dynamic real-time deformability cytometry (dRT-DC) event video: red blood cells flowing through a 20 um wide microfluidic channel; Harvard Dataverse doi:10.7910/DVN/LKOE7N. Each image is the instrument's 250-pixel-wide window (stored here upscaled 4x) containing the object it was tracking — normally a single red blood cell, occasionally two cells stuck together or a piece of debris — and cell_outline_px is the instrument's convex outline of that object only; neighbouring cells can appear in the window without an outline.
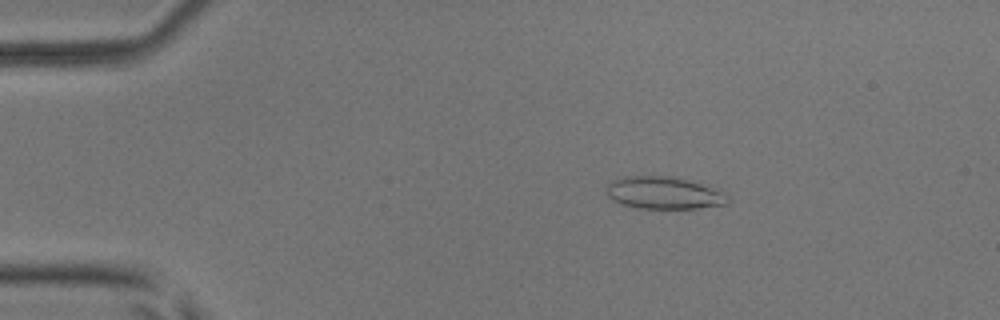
{"species": "common noctule bat (a hibernating species)", "species_latin": "Nyctalus noctula", "temperature_condition": "room temperature", "stored_images_in_passage": 54, "camera_frame_rate_fps": 3000, "um_per_image_px": 0.085, "animal": {"sex": "male", "body_mass_g": 17.9, "forearm_length_mm": 54.2}, "frame": {"image": 1, "passage_image": 10, "time_ms": 3.0, "image_size_px": [1000, 320], "cell_outline_px": [[732, 200], [728, 204], [696, 208], [636, 208], [620, 204], [612, 200], [604, 192], [604, 188], [612, 180], [620, 176], [684, 176], [720, 188]], "centroid_in_image_um": [56.48, 16.36], "position_along_channel_um": 28.5, "area_um2": 23.99}}
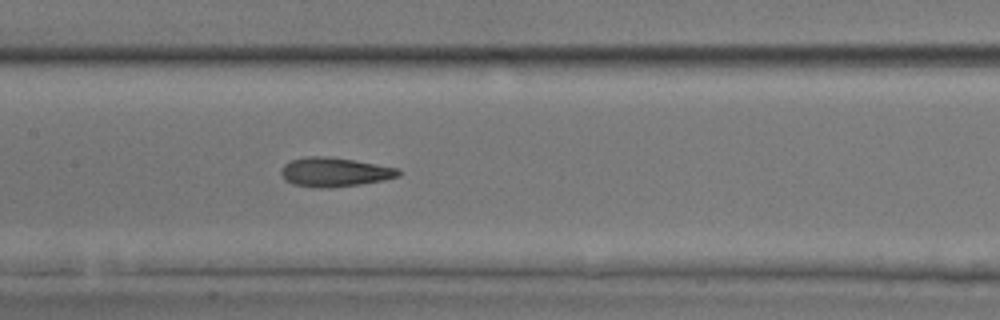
{"frame": {"image": 2, "passage_image": 27, "time_ms": 8.667, "image_size_px": [1000, 320], "cell_outline_px": [[400, 176], [384, 180], [360, 184], [328, 188], [312, 188], [292, 184], [284, 180], [280, 172], [280, 168], [284, 164], [292, 160], [304, 156], [328, 156], [356, 160], [400, 168]], "centroid_in_image_um": [28.42, 14.62], "position_along_channel_um": 179.0, "area_um2": 20.35}}
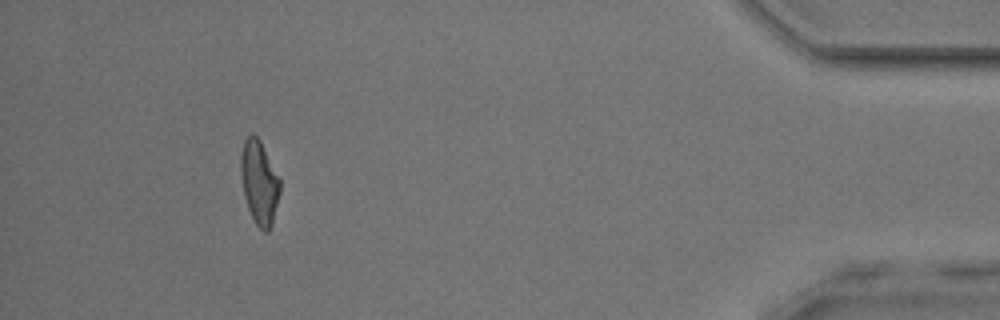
{"frame": {"image": 3, "passage_image": 50, "time_ms": 16.333, "image_size_px": [1000, 320], "cell_outline_px": [[280, 192], [272, 224], [268, 232], [264, 232], [256, 224], [248, 208], [244, 196], [240, 172], [240, 156], [244, 140], [252, 132], [260, 140], [280, 180]], "centroid_in_image_um": [22.02, 15.5], "position_along_channel_um": 413.2, "area_um2": 19.02}, "authors_computed_cell_mechanics": {"area_um2": 19.7676, "velocity_mm_per_s": 3.8423, "shape_relaxation_time_tau1_ms": 4.4886, "shape_relaxation_time_tau2_ms": 2.6342, "deformation_change_tau1": 0.1728, "deformation_change_tau2": 0.124}}